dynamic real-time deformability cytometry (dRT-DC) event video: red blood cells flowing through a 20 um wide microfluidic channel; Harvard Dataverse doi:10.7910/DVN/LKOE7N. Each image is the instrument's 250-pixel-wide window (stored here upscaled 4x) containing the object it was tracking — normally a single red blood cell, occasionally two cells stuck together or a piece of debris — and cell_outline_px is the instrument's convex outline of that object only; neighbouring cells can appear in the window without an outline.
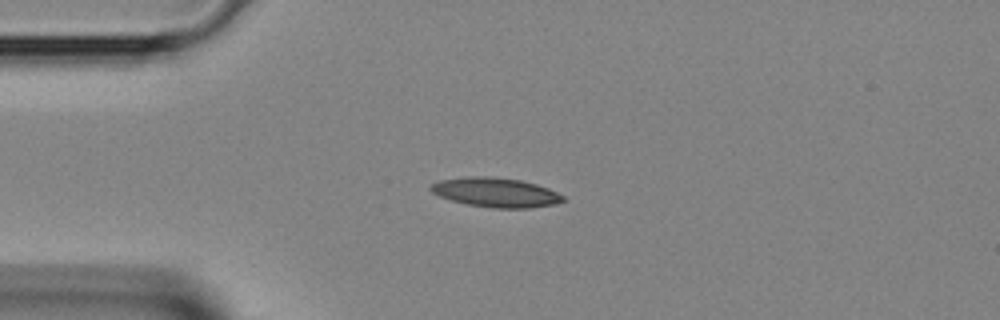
{"species": "Egyptian fruit bat (a non-hibernating species)", "species_latin": "Rousettus aegyptiacus", "temperature_condition": "room temperature", "stored_images_in_passage": 2, "camera_frame_rate_fps": 3000, "um_per_image_px": 0.085, "animal": {"sex": "female"}, "frame": {"image": 1, "passage_image": 2, "time_ms": 0.333, "image_size_px": [1000, 320], "cell_outline_px": [[568, 200], [556, 204], [532, 208], [492, 208], [468, 204], [452, 200], [440, 196], [432, 192], [428, 188], [432, 184], [440, 180], [468, 176], [488, 176], [520, 180], [536, 184], [548, 188], [564, 196]], "centroid_in_image_um": [42.18, 16.36], "position_along_channel_um": 42.8, "area_um2": 22.72}}